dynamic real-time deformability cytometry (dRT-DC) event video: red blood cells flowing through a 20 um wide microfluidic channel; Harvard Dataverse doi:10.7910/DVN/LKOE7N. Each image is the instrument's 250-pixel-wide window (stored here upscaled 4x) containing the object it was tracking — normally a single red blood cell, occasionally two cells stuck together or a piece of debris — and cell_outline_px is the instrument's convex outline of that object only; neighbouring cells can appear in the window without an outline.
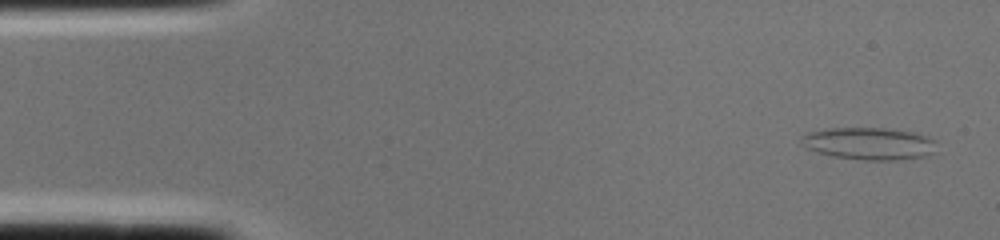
{"species": "common noctule bat (a hibernating species)", "species_latin": "Nyctalus noctula", "temperature_condition": "cold", "stored_images_in_passage": 3, "segment_of_instrument_passage": [2, 2], "camera_frame_rate_fps": 3000, "um_per_image_px": 0.085, "animal": {"sex": "female", "body_mass_g": 22.0, "forearm_length_mm": 56.7}, "frame": {"image": 1, "passage_image": 3, "time_ms": 0.667, "image_size_px": [1000, 240], "cell_outline_px": [[936, 140], [932, 152], [928, 156], [896, 160], [864, 160], [832, 156], [816, 152], [800, 144], [800, 136], [808, 132], [828, 128], [884, 128], [912, 132]], "centroid_in_image_um": [73.81, 12.2], "position_along_channel_um": 11.2, "area_um2": 25.43}}